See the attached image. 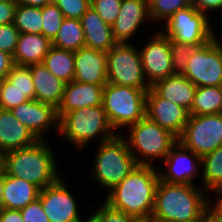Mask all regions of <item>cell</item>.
Returning <instances> with one entry per match:
<instances>
[{"label":"cell","instance_id":"816d5d0a","mask_svg":"<svg viewBox=\"0 0 222 222\" xmlns=\"http://www.w3.org/2000/svg\"><path fill=\"white\" fill-rule=\"evenodd\" d=\"M207 220H199V221H197V222H206Z\"/></svg>","mask_w":222,"mask_h":222},{"label":"cell","instance_id":"484cf974","mask_svg":"<svg viewBox=\"0 0 222 222\" xmlns=\"http://www.w3.org/2000/svg\"><path fill=\"white\" fill-rule=\"evenodd\" d=\"M47 69L64 83L74 80V52L51 46L42 62Z\"/></svg>","mask_w":222,"mask_h":222},{"label":"cell","instance_id":"d6986e66","mask_svg":"<svg viewBox=\"0 0 222 222\" xmlns=\"http://www.w3.org/2000/svg\"><path fill=\"white\" fill-rule=\"evenodd\" d=\"M105 85H94L71 81L65 84L63 97L57 108L60 119L65 113L76 109L102 105L103 89Z\"/></svg>","mask_w":222,"mask_h":222},{"label":"cell","instance_id":"7dc6e473","mask_svg":"<svg viewBox=\"0 0 222 222\" xmlns=\"http://www.w3.org/2000/svg\"><path fill=\"white\" fill-rule=\"evenodd\" d=\"M4 172V158L3 153H0V178Z\"/></svg>","mask_w":222,"mask_h":222},{"label":"cell","instance_id":"4fadbf2b","mask_svg":"<svg viewBox=\"0 0 222 222\" xmlns=\"http://www.w3.org/2000/svg\"><path fill=\"white\" fill-rule=\"evenodd\" d=\"M139 52L145 78L151 86L174 74L169 38L161 30L155 32Z\"/></svg>","mask_w":222,"mask_h":222},{"label":"cell","instance_id":"8992f818","mask_svg":"<svg viewBox=\"0 0 222 222\" xmlns=\"http://www.w3.org/2000/svg\"><path fill=\"white\" fill-rule=\"evenodd\" d=\"M130 134L125 140L138 165L153 166L155 159H165L170 149L178 142V137L160 127L147 116L128 126Z\"/></svg>","mask_w":222,"mask_h":222},{"label":"cell","instance_id":"7a4b0ae2","mask_svg":"<svg viewBox=\"0 0 222 222\" xmlns=\"http://www.w3.org/2000/svg\"><path fill=\"white\" fill-rule=\"evenodd\" d=\"M195 185L159 180L150 222L208 220L207 195Z\"/></svg>","mask_w":222,"mask_h":222},{"label":"cell","instance_id":"681fc988","mask_svg":"<svg viewBox=\"0 0 222 222\" xmlns=\"http://www.w3.org/2000/svg\"><path fill=\"white\" fill-rule=\"evenodd\" d=\"M4 209H5V206H4L3 200L1 198V194H0V214L4 211Z\"/></svg>","mask_w":222,"mask_h":222},{"label":"cell","instance_id":"2e32d148","mask_svg":"<svg viewBox=\"0 0 222 222\" xmlns=\"http://www.w3.org/2000/svg\"><path fill=\"white\" fill-rule=\"evenodd\" d=\"M10 111L39 140H44L43 136L50 128L59 130L57 109L51 104L28 100Z\"/></svg>","mask_w":222,"mask_h":222},{"label":"cell","instance_id":"ac0fdd59","mask_svg":"<svg viewBox=\"0 0 222 222\" xmlns=\"http://www.w3.org/2000/svg\"><path fill=\"white\" fill-rule=\"evenodd\" d=\"M74 81L105 85L107 83L106 52L87 47L74 52Z\"/></svg>","mask_w":222,"mask_h":222},{"label":"cell","instance_id":"9c48e42d","mask_svg":"<svg viewBox=\"0 0 222 222\" xmlns=\"http://www.w3.org/2000/svg\"><path fill=\"white\" fill-rule=\"evenodd\" d=\"M208 15L199 11L193 4L178 10L167 19L165 30L161 31L169 39L177 42L202 46L215 37L209 24Z\"/></svg>","mask_w":222,"mask_h":222},{"label":"cell","instance_id":"8d00e7d4","mask_svg":"<svg viewBox=\"0 0 222 222\" xmlns=\"http://www.w3.org/2000/svg\"><path fill=\"white\" fill-rule=\"evenodd\" d=\"M54 3L65 18L81 19L90 7L88 0H54Z\"/></svg>","mask_w":222,"mask_h":222},{"label":"cell","instance_id":"d590c367","mask_svg":"<svg viewBox=\"0 0 222 222\" xmlns=\"http://www.w3.org/2000/svg\"><path fill=\"white\" fill-rule=\"evenodd\" d=\"M90 6L105 23L112 26L119 15L121 0H93Z\"/></svg>","mask_w":222,"mask_h":222},{"label":"cell","instance_id":"7bdbcfd3","mask_svg":"<svg viewBox=\"0 0 222 222\" xmlns=\"http://www.w3.org/2000/svg\"><path fill=\"white\" fill-rule=\"evenodd\" d=\"M192 4L205 15L209 11H218L222 8V0H192Z\"/></svg>","mask_w":222,"mask_h":222},{"label":"cell","instance_id":"e0dca14e","mask_svg":"<svg viewBox=\"0 0 222 222\" xmlns=\"http://www.w3.org/2000/svg\"><path fill=\"white\" fill-rule=\"evenodd\" d=\"M148 20L151 22L148 0H121L119 15L112 25L116 43H129L142 22Z\"/></svg>","mask_w":222,"mask_h":222},{"label":"cell","instance_id":"5b68a950","mask_svg":"<svg viewBox=\"0 0 222 222\" xmlns=\"http://www.w3.org/2000/svg\"><path fill=\"white\" fill-rule=\"evenodd\" d=\"M63 137L76 148L81 149L99 136L100 142L112 138L117 133L109 123L102 105L76 109L65 113L59 119V130Z\"/></svg>","mask_w":222,"mask_h":222},{"label":"cell","instance_id":"60d3db41","mask_svg":"<svg viewBox=\"0 0 222 222\" xmlns=\"http://www.w3.org/2000/svg\"><path fill=\"white\" fill-rule=\"evenodd\" d=\"M209 191H214V196L216 198L214 200L212 198L207 197V217L210 222H222V186L215 187ZM216 193V194H215ZM211 199V200H210ZM213 202V203H212Z\"/></svg>","mask_w":222,"mask_h":222},{"label":"cell","instance_id":"44dd1931","mask_svg":"<svg viewBox=\"0 0 222 222\" xmlns=\"http://www.w3.org/2000/svg\"><path fill=\"white\" fill-rule=\"evenodd\" d=\"M40 189L22 178L3 172L0 178V194L5 209L21 210L39 196Z\"/></svg>","mask_w":222,"mask_h":222},{"label":"cell","instance_id":"ab89813d","mask_svg":"<svg viewBox=\"0 0 222 222\" xmlns=\"http://www.w3.org/2000/svg\"><path fill=\"white\" fill-rule=\"evenodd\" d=\"M20 213L23 222H49V219L43 210L41 201L38 198L21 209Z\"/></svg>","mask_w":222,"mask_h":222},{"label":"cell","instance_id":"d6a6232c","mask_svg":"<svg viewBox=\"0 0 222 222\" xmlns=\"http://www.w3.org/2000/svg\"><path fill=\"white\" fill-rule=\"evenodd\" d=\"M6 78L29 100H35V88L29 66L14 64Z\"/></svg>","mask_w":222,"mask_h":222},{"label":"cell","instance_id":"c3c4849f","mask_svg":"<svg viewBox=\"0 0 222 222\" xmlns=\"http://www.w3.org/2000/svg\"><path fill=\"white\" fill-rule=\"evenodd\" d=\"M84 220H86L84 222H100L93 214L88 219ZM80 222H83V220H81Z\"/></svg>","mask_w":222,"mask_h":222},{"label":"cell","instance_id":"5bb4252c","mask_svg":"<svg viewBox=\"0 0 222 222\" xmlns=\"http://www.w3.org/2000/svg\"><path fill=\"white\" fill-rule=\"evenodd\" d=\"M164 164L166 171L163 169L158 171L161 181L194 185L193 178L201 175V171H199L201 169V157L185 148L180 142H177L170 149L164 159Z\"/></svg>","mask_w":222,"mask_h":222},{"label":"cell","instance_id":"f35d334b","mask_svg":"<svg viewBox=\"0 0 222 222\" xmlns=\"http://www.w3.org/2000/svg\"><path fill=\"white\" fill-rule=\"evenodd\" d=\"M19 34L13 23L0 25V50L13 56Z\"/></svg>","mask_w":222,"mask_h":222},{"label":"cell","instance_id":"f6af8a7d","mask_svg":"<svg viewBox=\"0 0 222 222\" xmlns=\"http://www.w3.org/2000/svg\"><path fill=\"white\" fill-rule=\"evenodd\" d=\"M1 222H23L20 210L15 209H4L0 214Z\"/></svg>","mask_w":222,"mask_h":222},{"label":"cell","instance_id":"30bf717a","mask_svg":"<svg viewBox=\"0 0 222 222\" xmlns=\"http://www.w3.org/2000/svg\"><path fill=\"white\" fill-rule=\"evenodd\" d=\"M178 142L200 157L222 147V113L191 115Z\"/></svg>","mask_w":222,"mask_h":222},{"label":"cell","instance_id":"b9f144b4","mask_svg":"<svg viewBox=\"0 0 222 222\" xmlns=\"http://www.w3.org/2000/svg\"><path fill=\"white\" fill-rule=\"evenodd\" d=\"M17 5L16 0H0V25L13 23Z\"/></svg>","mask_w":222,"mask_h":222},{"label":"cell","instance_id":"ee69618b","mask_svg":"<svg viewBox=\"0 0 222 222\" xmlns=\"http://www.w3.org/2000/svg\"><path fill=\"white\" fill-rule=\"evenodd\" d=\"M13 65V56L0 50V78H6Z\"/></svg>","mask_w":222,"mask_h":222},{"label":"cell","instance_id":"1f68e13d","mask_svg":"<svg viewBox=\"0 0 222 222\" xmlns=\"http://www.w3.org/2000/svg\"><path fill=\"white\" fill-rule=\"evenodd\" d=\"M42 11V35L48 38L51 42L54 40L60 26L65 17L56 4L50 3L41 8Z\"/></svg>","mask_w":222,"mask_h":222},{"label":"cell","instance_id":"52a82bcc","mask_svg":"<svg viewBox=\"0 0 222 222\" xmlns=\"http://www.w3.org/2000/svg\"><path fill=\"white\" fill-rule=\"evenodd\" d=\"M148 90L111 83L105 84L102 106L114 131L135 124L146 116Z\"/></svg>","mask_w":222,"mask_h":222},{"label":"cell","instance_id":"4316f807","mask_svg":"<svg viewBox=\"0 0 222 222\" xmlns=\"http://www.w3.org/2000/svg\"><path fill=\"white\" fill-rule=\"evenodd\" d=\"M222 113V86L197 87L192 102L191 115Z\"/></svg>","mask_w":222,"mask_h":222},{"label":"cell","instance_id":"ba28073f","mask_svg":"<svg viewBox=\"0 0 222 222\" xmlns=\"http://www.w3.org/2000/svg\"><path fill=\"white\" fill-rule=\"evenodd\" d=\"M107 55V83L150 89L145 78L139 49L130 43H117Z\"/></svg>","mask_w":222,"mask_h":222},{"label":"cell","instance_id":"6da1fadb","mask_svg":"<svg viewBox=\"0 0 222 222\" xmlns=\"http://www.w3.org/2000/svg\"><path fill=\"white\" fill-rule=\"evenodd\" d=\"M156 168L137 165L117 186L107 192L104 202L111 208L134 217L138 222H150L159 182Z\"/></svg>","mask_w":222,"mask_h":222},{"label":"cell","instance_id":"7402d4cb","mask_svg":"<svg viewBox=\"0 0 222 222\" xmlns=\"http://www.w3.org/2000/svg\"><path fill=\"white\" fill-rule=\"evenodd\" d=\"M29 68L35 88V100L51 104L57 109L66 83L52 74L43 63L30 65Z\"/></svg>","mask_w":222,"mask_h":222},{"label":"cell","instance_id":"ffe728a7","mask_svg":"<svg viewBox=\"0 0 222 222\" xmlns=\"http://www.w3.org/2000/svg\"><path fill=\"white\" fill-rule=\"evenodd\" d=\"M39 139L10 110L0 109V153L33 145Z\"/></svg>","mask_w":222,"mask_h":222},{"label":"cell","instance_id":"e575fe53","mask_svg":"<svg viewBox=\"0 0 222 222\" xmlns=\"http://www.w3.org/2000/svg\"><path fill=\"white\" fill-rule=\"evenodd\" d=\"M26 95L19 91L7 78L4 79L0 95V109L11 110L16 106L28 101Z\"/></svg>","mask_w":222,"mask_h":222},{"label":"cell","instance_id":"7c38bea8","mask_svg":"<svg viewBox=\"0 0 222 222\" xmlns=\"http://www.w3.org/2000/svg\"><path fill=\"white\" fill-rule=\"evenodd\" d=\"M63 177L39 192L49 222H80L79 208Z\"/></svg>","mask_w":222,"mask_h":222},{"label":"cell","instance_id":"4dcf8cb0","mask_svg":"<svg viewBox=\"0 0 222 222\" xmlns=\"http://www.w3.org/2000/svg\"><path fill=\"white\" fill-rule=\"evenodd\" d=\"M192 5V0H148L151 21H167L178 10Z\"/></svg>","mask_w":222,"mask_h":222},{"label":"cell","instance_id":"f907efd6","mask_svg":"<svg viewBox=\"0 0 222 222\" xmlns=\"http://www.w3.org/2000/svg\"><path fill=\"white\" fill-rule=\"evenodd\" d=\"M4 79L5 78H0V95H1V92H2V88H3V84H4Z\"/></svg>","mask_w":222,"mask_h":222},{"label":"cell","instance_id":"cb8c5ba5","mask_svg":"<svg viewBox=\"0 0 222 222\" xmlns=\"http://www.w3.org/2000/svg\"><path fill=\"white\" fill-rule=\"evenodd\" d=\"M151 88L162 98L191 110L197 86L183 74H173L156 81Z\"/></svg>","mask_w":222,"mask_h":222},{"label":"cell","instance_id":"bcb514c9","mask_svg":"<svg viewBox=\"0 0 222 222\" xmlns=\"http://www.w3.org/2000/svg\"><path fill=\"white\" fill-rule=\"evenodd\" d=\"M18 3L30 7L43 8L45 5L53 3L54 0H16Z\"/></svg>","mask_w":222,"mask_h":222},{"label":"cell","instance_id":"74e56055","mask_svg":"<svg viewBox=\"0 0 222 222\" xmlns=\"http://www.w3.org/2000/svg\"><path fill=\"white\" fill-rule=\"evenodd\" d=\"M93 215L100 222H138L134 217L127 215L122 211L111 208L105 202L98 207Z\"/></svg>","mask_w":222,"mask_h":222},{"label":"cell","instance_id":"d4e9b609","mask_svg":"<svg viewBox=\"0 0 222 222\" xmlns=\"http://www.w3.org/2000/svg\"><path fill=\"white\" fill-rule=\"evenodd\" d=\"M51 46L52 42L42 34L20 33L13 62L21 66L42 63Z\"/></svg>","mask_w":222,"mask_h":222},{"label":"cell","instance_id":"f1b7e54d","mask_svg":"<svg viewBox=\"0 0 222 222\" xmlns=\"http://www.w3.org/2000/svg\"><path fill=\"white\" fill-rule=\"evenodd\" d=\"M201 177L204 189L222 186V147L201 157Z\"/></svg>","mask_w":222,"mask_h":222},{"label":"cell","instance_id":"83f0119b","mask_svg":"<svg viewBox=\"0 0 222 222\" xmlns=\"http://www.w3.org/2000/svg\"><path fill=\"white\" fill-rule=\"evenodd\" d=\"M52 46L73 52L85 47L84 31L81 20L65 18L60 26L58 34L52 41Z\"/></svg>","mask_w":222,"mask_h":222},{"label":"cell","instance_id":"836d02e7","mask_svg":"<svg viewBox=\"0 0 222 222\" xmlns=\"http://www.w3.org/2000/svg\"><path fill=\"white\" fill-rule=\"evenodd\" d=\"M172 57V69L174 74H183L190 56L194 53L197 45L177 42L169 39Z\"/></svg>","mask_w":222,"mask_h":222},{"label":"cell","instance_id":"8fae6325","mask_svg":"<svg viewBox=\"0 0 222 222\" xmlns=\"http://www.w3.org/2000/svg\"><path fill=\"white\" fill-rule=\"evenodd\" d=\"M216 37L196 48L183 73L197 87L222 86V43Z\"/></svg>","mask_w":222,"mask_h":222},{"label":"cell","instance_id":"3957f363","mask_svg":"<svg viewBox=\"0 0 222 222\" xmlns=\"http://www.w3.org/2000/svg\"><path fill=\"white\" fill-rule=\"evenodd\" d=\"M47 142V139L39 140L31 146L4 153V172L25 179L40 190L56 182L62 175Z\"/></svg>","mask_w":222,"mask_h":222},{"label":"cell","instance_id":"603a6c76","mask_svg":"<svg viewBox=\"0 0 222 222\" xmlns=\"http://www.w3.org/2000/svg\"><path fill=\"white\" fill-rule=\"evenodd\" d=\"M80 20L84 31L85 47L108 52L117 44L112 26L105 23L91 6Z\"/></svg>","mask_w":222,"mask_h":222},{"label":"cell","instance_id":"277c9868","mask_svg":"<svg viewBox=\"0 0 222 222\" xmlns=\"http://www.w3.org/2000/svg\"><path fill=\"white\" fill-rule=\"evenodd\" d=\"M95 156L90 175L108 192L138 165L122 133L101 142Z\"/></svg>","mask_w":222,"mask_h":222},{"label":"cell","instance_id":"9a60e30c","mask_svg":"<svg viewBox=\"0 0 222 222\" xmlns=\"http://www.w3.org/2000/svg\"><path fill=\"white\" fill-rule=\"evenodd\" d=\"M146 116L179 137L190 119V111L160 97L152 88L147 91Z\"/></svg>","mask_w":222,"mask_h":222},{"label":"cell","instance_id":"f546056e","mask_svg":"<svg viewBox=\"0 0 222 222\" xmlns=\"http://www.w3.org/2000/svg\"><path fill=\"white\" fill-rule=\"evenodd\" d=\"M13 24L19 33L42 34L41 8L18 3Z\"/></svg>","mask_w":222,"mask_h":222}]
</instances>
